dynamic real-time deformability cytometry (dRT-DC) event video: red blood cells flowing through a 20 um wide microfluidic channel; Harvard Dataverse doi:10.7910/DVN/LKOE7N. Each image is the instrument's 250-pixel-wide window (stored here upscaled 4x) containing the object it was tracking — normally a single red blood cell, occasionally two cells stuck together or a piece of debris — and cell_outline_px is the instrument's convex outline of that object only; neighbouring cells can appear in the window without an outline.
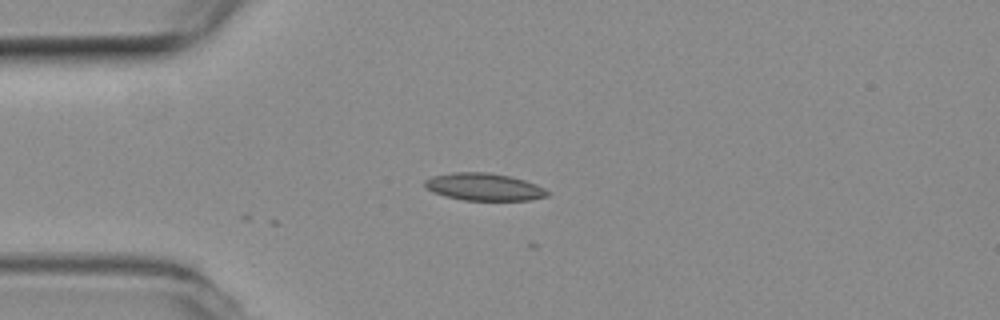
{"species": "common noctule bat (a hibernating species)", "species_latin": "Nyctalus noctula", "temperature_condition": "room temperature", "stored_images_in_passage": 4, "camera_frame_rate_fps": 3000, "um_per_image_px": 0.085, "animal": {"sex": "female", "body_mass_g": 19.3, "forearm_length_mm": 54.1}, "frame": {"image": 1, "passage_image": 1, "time_ms": 0.0, "image_size_px": [1000, 320], "cell_outline_px": [[548, 196], [532, 200], [464, 200], [444, 196], [432, 192], [424, 184], [424, 180], [432, 176], [452, 172], [488, 172], [508, 176], [524, 180], [536, 184], [544, 188], [548, 192]], "centroid_in_image_um": [41.12, 15.88], "position_along_channel_um": 43.9, "area_um2": 19.54}}
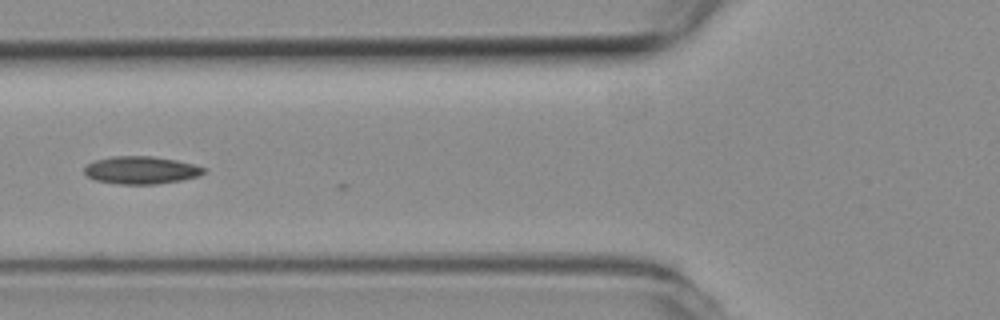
{"frame": {"image": 2, "passage_image": 3, "time_ms": 0.667, "image_size_px": [1000, 320], "cell_outline_px": [[208, 168], [200, 176], [180, 180], [156, 184], [116, 184], [96, 180], [88, 176], [84, 172], [84, 168], [88, 164], [96, 160], [112, 156], [152, 156], [176, 160], [196, 164]], "centroid_in_image_um": [12.03, 14.46], "position_along_channel_um": 113.8, "area_um2": 19.31}}